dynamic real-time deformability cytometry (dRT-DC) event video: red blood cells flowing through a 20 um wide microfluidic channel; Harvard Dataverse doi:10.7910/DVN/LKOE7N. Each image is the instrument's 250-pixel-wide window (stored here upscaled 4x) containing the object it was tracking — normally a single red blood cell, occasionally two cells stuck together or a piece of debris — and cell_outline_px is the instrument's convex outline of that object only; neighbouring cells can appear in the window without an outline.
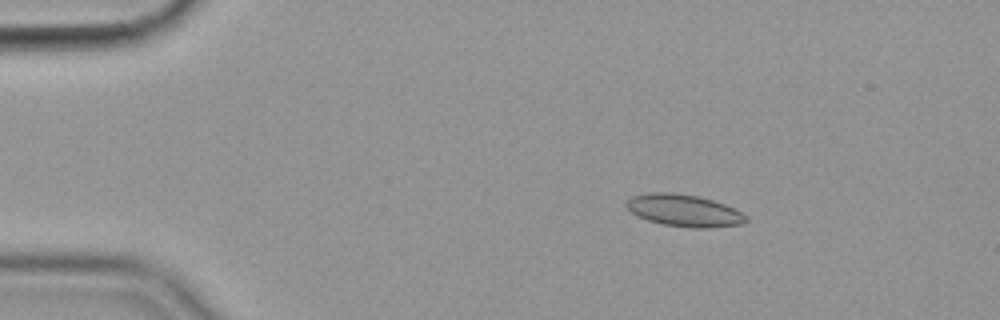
{"species": "common noctule bat (a hibernating species)", "species_latin": "Nyctalus noctula", "temperature_condition": "cold", "stored_images_in_passage": 20, "camera_frame_rate_fps": 3000, "um_per_image_px": 0.085, "animal": {"sex": "female", "body_mass_g": 19.9}, "frame": {"image": 1, "passage_image": 2, "time_ms": 0.333, "image_size_px": [1000, 320], "cell_outline_px": [[748, 220], [740, 224], [708, 228], [692, 228], [664, 224], [648, 220], [632, 212], [624, 204], [632, 196], [652, 192], [676, 192], [696, 196], [712, 200], [724, 204], [748, 216]], "centroid_in_image_um": [58.14, 17.89], "position_along_channel_um": 26.9, "area_um2": 22.08}}
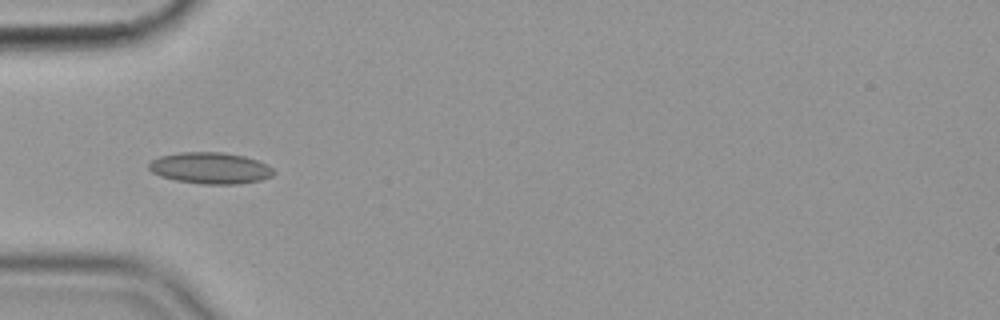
{"frame": {"image": 2, "passage_image": 11, "time_ms": 3.333, "image_size_px": [1000, 320], "cell_outline_px": [[276, 172], [272, 176], [260, 180], [240, 184], [200, 184], [176, 180], [160, 176], [152, 172], [148, 168], [148, 164], [152, 160], [160, 156], [180, 152], [220, 152], [244, 156], [256, 160], [272, 168]], "centroid_in_image_um": [17.86, 14.29], "position_along_channel_um": 67.1, "area_um2": 22.77}}
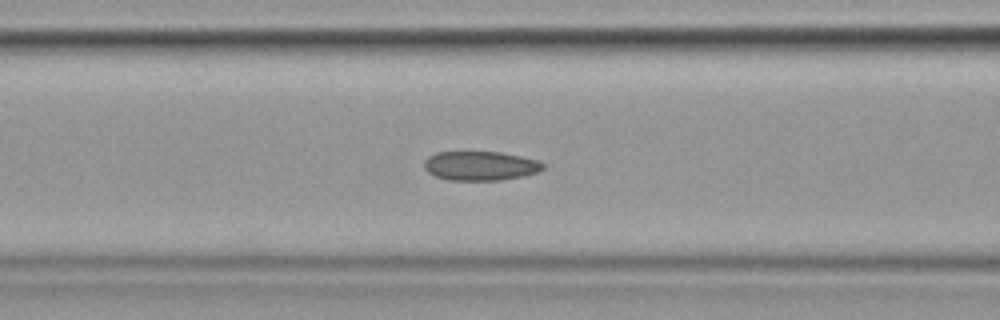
{"frame": {"image": 3, "passage_image": 16, "time_ms": 5.0, "image_size_px": [1000, 320], "cell_outline_px": [[544, 168], [536, 172], [524, 176], [500, 180], [448, 180], [436, 176], [428, 172], [424, 168], [424, 160], [428, 156], [436, 152], [500, 152], [520, 156], [536, 160], [544, 164]], "centroid_in_image_um": [40.8, 14.09], "position_along_channel_um": 125.8, "area_um2": 20.17}}